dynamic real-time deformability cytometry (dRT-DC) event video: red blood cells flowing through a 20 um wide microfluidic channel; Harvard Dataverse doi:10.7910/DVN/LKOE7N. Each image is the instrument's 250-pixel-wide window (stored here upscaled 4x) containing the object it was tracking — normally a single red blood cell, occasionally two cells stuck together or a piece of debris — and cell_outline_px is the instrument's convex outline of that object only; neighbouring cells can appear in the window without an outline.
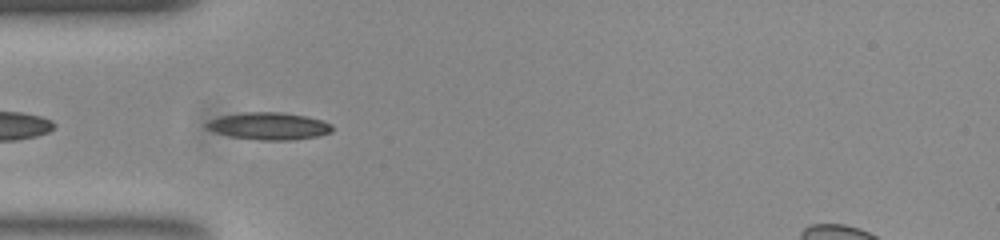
{"species": "common noctule bat (a hibernating species)", "species_latin": "Nyctalus noctula", "temperature_condition": "room temperature", "stored_images_in_passage": 35, "camera_frame_rate_fps": 3000, "um_per_image_px": 0.085, "animal": {"sex": "female", "body_mass_g": 23.0, "forearm_length_mm": 53.4}, "frame": {"image": 1, "passage_image": 2, "time_ms": 0.333, "image_size_px": [1000, 240], "cell_outline_px": [[332, 132], [320, 136], [292, 140], [260, 140], [228, 136], [212, 132], [204, 124], [208, 120], [220, 116], [244, 112], [280, 112], [304, 116], [320, 120], [332, 124]], "centroid_in_image_um": [22.82, 10.72], "position_along_channel_um": 62.2, "area_um2": 20.06}}
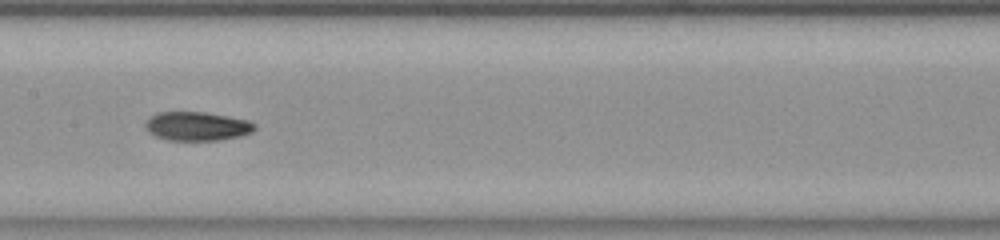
{"frame": {"image": 2, "passage_image": 12, "time_ms": 3.667, "image_size_px": [1000, 240], "cell_outline_px": [[256, 128], [252, 132], [240, 136], [216, 140], [168, 140], [156, 136], [148, 132], [144, 124], [156, 112], [204, 112], [248, 120], [256, 124]], "centroid_in_image_um": [16.75, 10.73], "position_along_channel_um": 190.7, "area_um2": 18.26}}
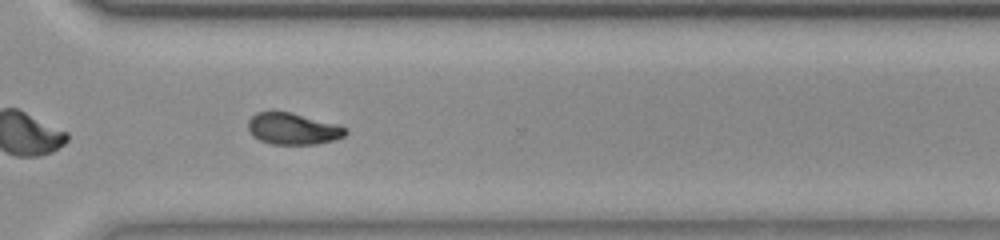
{"frame": {"image": 3, "passage_image": 24, "time_ms": 7.667, "image_size_px": [1000, 240], "cell_outline_px": [[348, 132], [344, 136], [336, 140], [316, 144], [272, 144], [260, 140], [252, 136], [248, 128], [248, 120], [256, 112], [272, 108], [292, 112], [336, 124], [348, 128]], "centroid_in_image_um": [24.87, 10.91], "position_along_channel_um": 345.7, "area_um2": 18.5}, "authors_computed_cell_mechanics": {"area_um2": 18.207, "velocity_mm_per_s": 3.881, "shape_relaxation_time_tau1_ms": null, "shape_relaxation_time_tau2_ms": 2.5373, "deformation_change_tau1": null, "deformation_change_tau2": 0.0626}}